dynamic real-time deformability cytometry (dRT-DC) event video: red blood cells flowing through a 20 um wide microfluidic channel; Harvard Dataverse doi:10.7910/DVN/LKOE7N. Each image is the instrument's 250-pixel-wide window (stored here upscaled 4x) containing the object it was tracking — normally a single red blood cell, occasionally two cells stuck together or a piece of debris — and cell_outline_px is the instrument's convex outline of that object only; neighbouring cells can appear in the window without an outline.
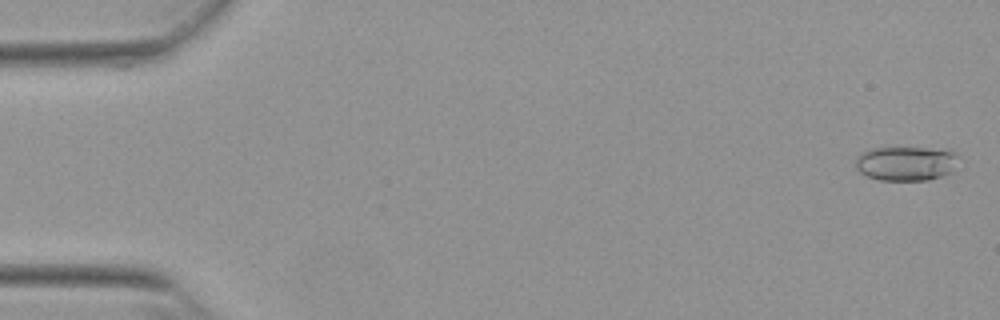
{"species": "Egyptian fruit bat (a non-hibernating species)", "species_latin": "Rousettus aegyptiacus", "temperature_condition": "warm", "stored_images_in_passage": 53, "camera_frame_rate_fps": 3000, "um_per_image_px": 0.085, "animal": {"sex": "female"}, "frame": {"image": 1, "passage_image": 1, "time_ms": 0.0, "image_size_px": [1000, 320], "cell_outline_px": [[960, 156], [952, 172], [928, 180], [880, 180], [868, 176], [860, 172], [856, 168], [856, 156], [860, 152], [872, 148], [952, 148]], "centroid_in_image_um": [77.06, 13.87], "position_along_channel_um": 7.9, "area_um2": 21.04}}
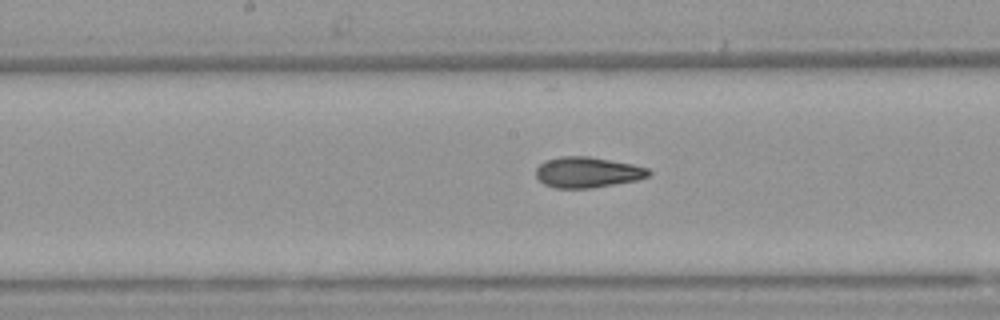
{"frame": {"image": 2, "passage_image": 27, "time_ms": 8.667, "image_size_px": [1000, 320], "cell_outline_px": [[652, 172], [648, 176], [636, 180], [592, 188], [556, 188], [544, 184], [536, 176], [536, 168], [544, 160], [560, 156], [588, 156], [632, 164], [648, 168]], "centroid_in_image_um": [49.91, 14.64], "position_along_channel_um": 198.3, "area_um2": 20.11}}
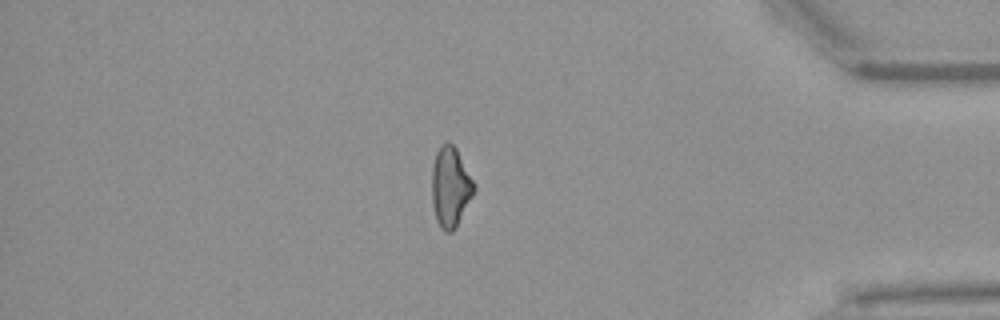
{"frame": {"image": 3, "passage_image": 45, "time_ms": 14.667, "image_size_px": [1000, 320], "cell_outline_px": [[476, 188], [472, 196], [452, 232], [444, 232], [440, 228], [436, 220], [432, 204], [432, 168], [436, 152], [440, 144], [448, 140], [456, 148], [476, 184]], "centroid_in_image_um": [38.27, 15.85], "position_along_channel_um": 396.9, "area_um2": 19.71}}